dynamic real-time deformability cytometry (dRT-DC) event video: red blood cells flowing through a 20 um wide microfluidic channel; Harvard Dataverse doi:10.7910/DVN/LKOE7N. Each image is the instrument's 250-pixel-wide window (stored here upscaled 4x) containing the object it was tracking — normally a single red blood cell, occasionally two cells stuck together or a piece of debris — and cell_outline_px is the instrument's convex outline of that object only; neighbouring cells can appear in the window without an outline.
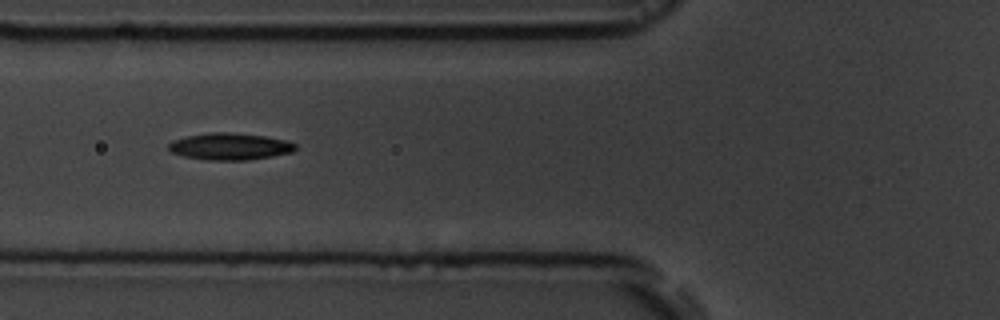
{"species": "common noctule bat (a hibernating species)", "species_latin": "Nyctalus noctula", "temperature_condition": "room temperature", "stored_images_in_passage": 9, "camera_frame_rate_fps": 3000, "um_per_image_px": 0.085, "animal": {"sex": "male", "body_mass_g": 19.5, "forearm_length_mm": 54.6}, "frame": {"image": 1, "passage_image": 6, "time_ms": 7.333, "image_size_px": [1000, 320], "cell_outline_px": [[296, 148], [292, 152], [272, 156], [248, 160], [208, 160], [184, 156], [172, 152], [168, 148], [168, 144], [172, 140], [184, 136], [208, 132], [232, 132], [264, 136], [288, 140], [296, 144]], "centroid_in_image_um": [19.53, 12.44], "position_along_channel_um": 106.3, "area_um2": 20.0}}
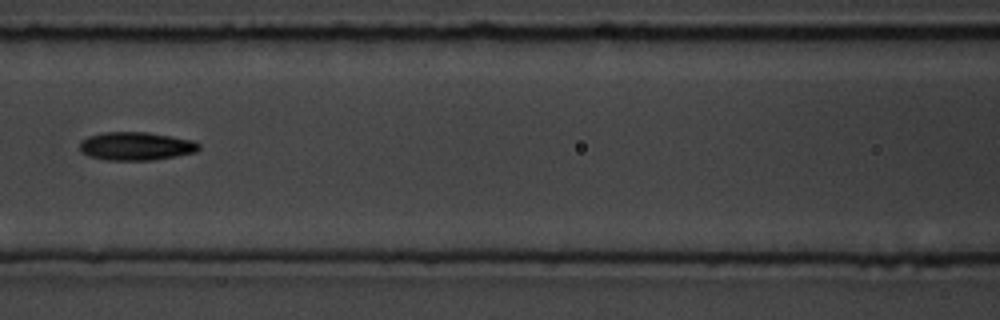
{"frame": {"image": 2, "passage_image": 7, "time_ms": 8.667, "image_size_px": [1000, 320], "cell_outline_px": [[200, 148], [196, 152], [176, 156], [152, 160], [104, 160], [88, 156], [80, 152], [80, 140], [88, 136], [104, 132], [148, 132], [196, 140], [200, 144]], "centroid_in_image_um": [11.56, 12.42], "position_along_channel_um": 155.0, "area_um2": 19.94}}
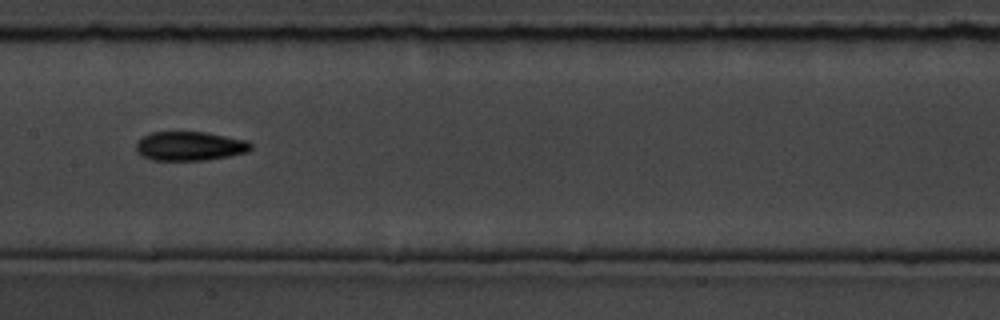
{"frame": {"image": 3, "passage_image": 8, "time_ms": 9.667, "image_size_px": [1000, 320], "cell_outline_px": [[252, 148], [248, 152], [228, 156], [204, 160], [152, 160], [136, 152], [136, 144], [144, 136], [152, 132], [208, 132], [248, 140], [252, 144]], "centroid_in_image_um": [16.17, 12.41], "position_along_channel_um": 191.2, "area_um2": 19.48}}